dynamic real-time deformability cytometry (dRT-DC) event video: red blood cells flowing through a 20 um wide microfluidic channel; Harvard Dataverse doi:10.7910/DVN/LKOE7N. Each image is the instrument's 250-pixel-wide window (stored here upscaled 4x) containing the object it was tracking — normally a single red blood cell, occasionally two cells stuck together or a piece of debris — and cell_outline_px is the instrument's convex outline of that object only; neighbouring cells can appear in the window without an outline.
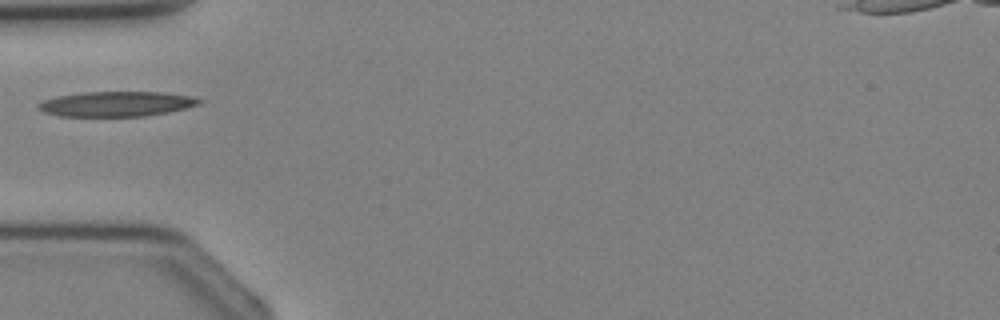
{"species": "Egyptian fruit bat (a non-hibernating species)", "species_latin": "Rousettus aegyptiacus", "temperature_condition": "cold", "stored_images_in_passage": 2, "camera_frame_rate_fps": 3000, "um_per_image_px": 0.085, "animal": {"sex": "female"}, "frame": {"image": 1, "passage_image": 2, "time_ms": 1.333, "image_size_px": [1000, 320], "cell_outline_px": [[204, 100], [200, 104], [168, 112], [144, 116], [60, 116], [44, 112], [36, 108], [36, 104], [44, 100], [56, 96], [80, 92], [164, 92], [192, 96]], "centroid_in_image_um": [9.88, 8.82], "position_along_channel_um": 75.1, "area_um2": 23.58}}